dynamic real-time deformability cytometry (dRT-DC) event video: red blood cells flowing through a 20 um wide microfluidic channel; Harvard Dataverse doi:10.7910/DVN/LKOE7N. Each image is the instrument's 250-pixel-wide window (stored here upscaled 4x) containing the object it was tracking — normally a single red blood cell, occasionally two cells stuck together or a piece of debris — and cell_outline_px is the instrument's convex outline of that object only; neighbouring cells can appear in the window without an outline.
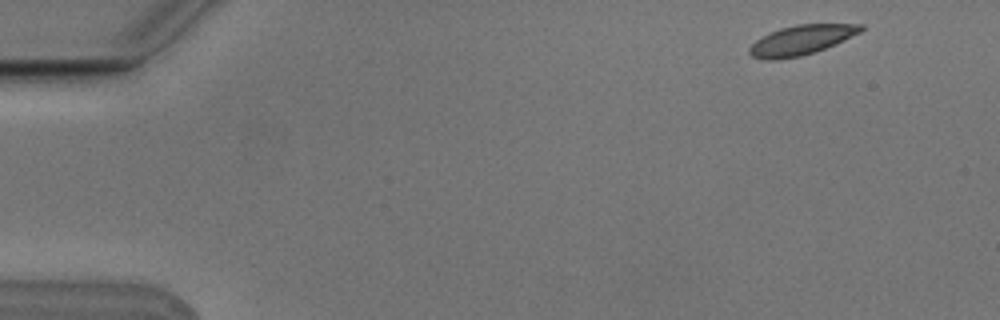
{"species": "Egyptian fruit bat (a non-hibernating species)", "species_latin": "Rousettus aegyptiacus", "temperature_condition": "cold", "stored_images_in_passage": 10, "camera_frame_rate_fps": 3000, "um_per_image_px": 0.085, "animal": {"sex": "male"}, "frame": {"image": 1, "passage_image": 1, "time_ms": 0.0, "image_size_px": [1000, 320], "cell_outline_px": [[864, 28], [860, 32], [824, 48], [800, 56], [772, 60], [768, 60], [752, 56], [748, 52], [748, 48], [756, 40], [780, 28], [796, 24], [864, 24]], "centroid_in_image_um": [68.08, 3.39], "position_along_channel_um": 16.9, "area_um2": 18.79}}
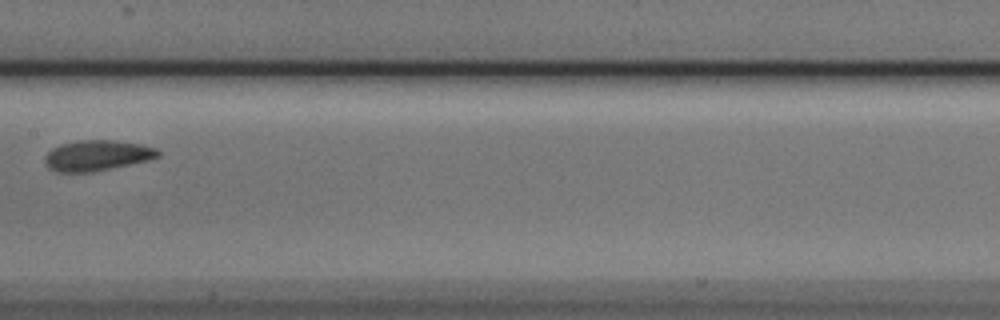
{"frame": {"image": 2, "passage_image": 8, "time_ms": 2.333, "image_size_px": [1000, 320], "cell_outline_px": [[160, 156], [148, 160], [92, 172], [56, 172], [48, 168], [44, 160], [44, 156], [52, 148], [60, 144], [80, 140], [112, 140], [140, 144], [156, 148], [160, 152]], "centroid_in_image_um": [8.22, 13.21], "position_along_channel_um": 199.2, "area_um2": 20.11}}
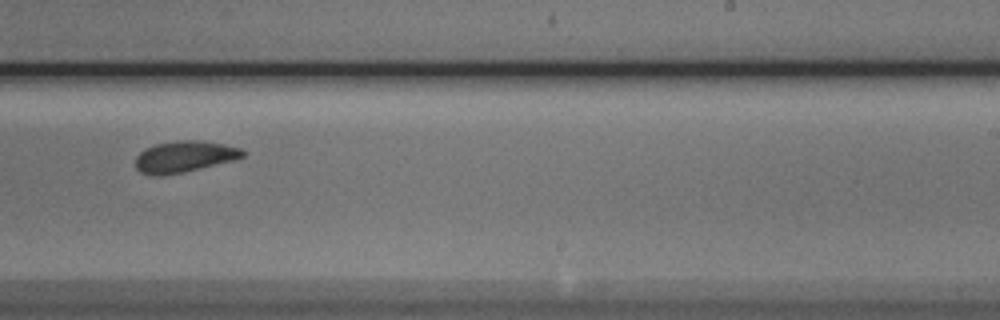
{"frame": {"image": 3, "passage_image": 10, "time_ms": 3.0, "image_size_px": [1000, 320], "cell_outline_px": [[244, 156], [232, 160], [164, 176], [152, 176], [140, 172], [136, 168], [136, 156], [144, 148], [156, 144], [176, 140], [200, 140], [224, 144], [240, 148], [244, 152]], "centroid_in_image_um": [15.61, 13.3], "position_along_channel_um": 273.4, "area_um2": 19.42}}